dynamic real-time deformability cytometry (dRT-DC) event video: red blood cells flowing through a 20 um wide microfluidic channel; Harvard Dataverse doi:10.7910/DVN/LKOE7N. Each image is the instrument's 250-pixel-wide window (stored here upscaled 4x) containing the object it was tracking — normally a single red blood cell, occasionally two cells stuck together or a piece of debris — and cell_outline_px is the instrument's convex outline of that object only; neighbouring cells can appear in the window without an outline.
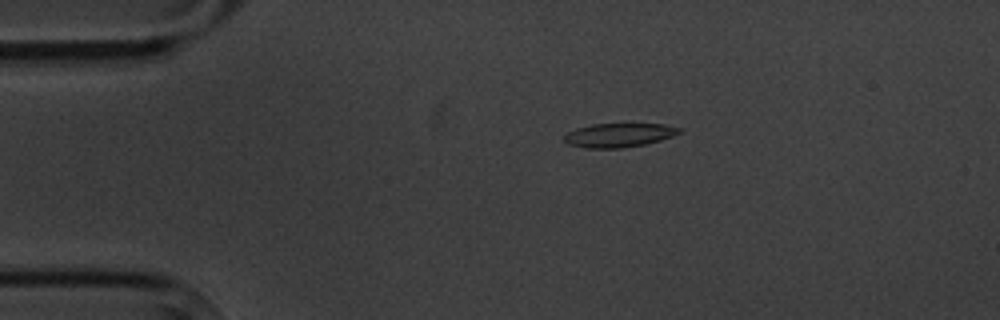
{"species": "common noctule bat (a hibernating species)", "species_latin": "Nyctalus noctula", "temperature_condition": "cold", "stored_images_in_passage": 11, "camera_frame_rate_fps": 3000, "um_per_image_px": 0.085, "animal": {"sex": "male", "body_mass_g": 20.1, "forearm_length_mm": 53.5}, "frame": {"image": 1, "passage_image": 3, "time_ms": 3.333, "image_size_px": [1000, 320], "cell_outline_px": [[684, 128], [680, 132], [672, 136], [660, 140], [644, 144], [620, 148], [588, 148], [568, 144], [564, 140], [564, 136], [568, 132], [576, 128], [592, 124], [664, 124]], "centroid_in_image_um": [52.62, 11.48], "position_along_channel_um": 32.4, "area_um2": 15.95}}
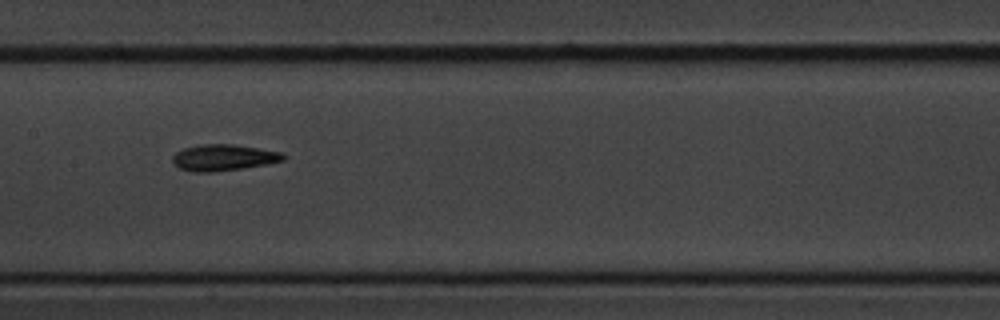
{"frame": {"image": 2, "passage_image": 8, "time_ms": 9.0, "image_size_px": [1000, 320], "cell_outline_px": [[284, 160], [268, 164], [244, 168], [212, 172], [192, 172], [180, 168], [172, 160], [172, 156], [176, 152], [184, 148], [204, 144], [232, 144], [284, 152]], "centroid_in_image_um": [19.02, 13.39], "position_along_channel_um": 188.4, "area_um2": 16.94}}
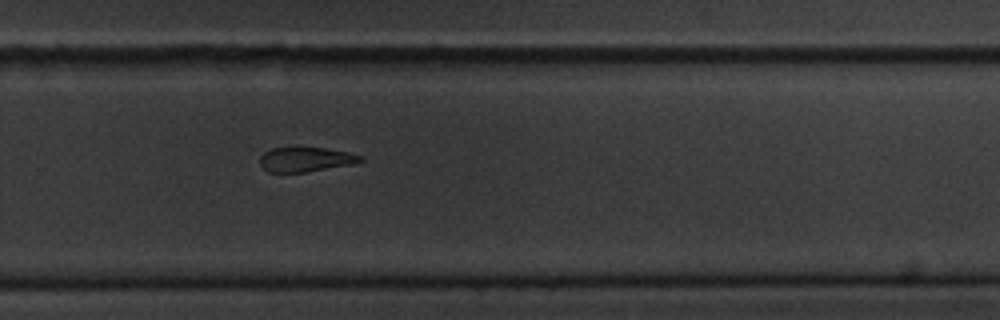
{"frame": {"image": 3, "passage_image": 11, "time_ms": 12.333, "image_size_px": [1000, 320], "cell_outline_px": [[364, 160], [352, 164], [304, 172], [268, 172], [260, 164], [260, 156], [264, 152], [272, 148], [296, 144], [324, 148], [348, 152], [360, 156]], "centroid_in_image_um": [25.92, 13.5], "position_along_channel_um": 303.9, "area_um2": 14.85}}